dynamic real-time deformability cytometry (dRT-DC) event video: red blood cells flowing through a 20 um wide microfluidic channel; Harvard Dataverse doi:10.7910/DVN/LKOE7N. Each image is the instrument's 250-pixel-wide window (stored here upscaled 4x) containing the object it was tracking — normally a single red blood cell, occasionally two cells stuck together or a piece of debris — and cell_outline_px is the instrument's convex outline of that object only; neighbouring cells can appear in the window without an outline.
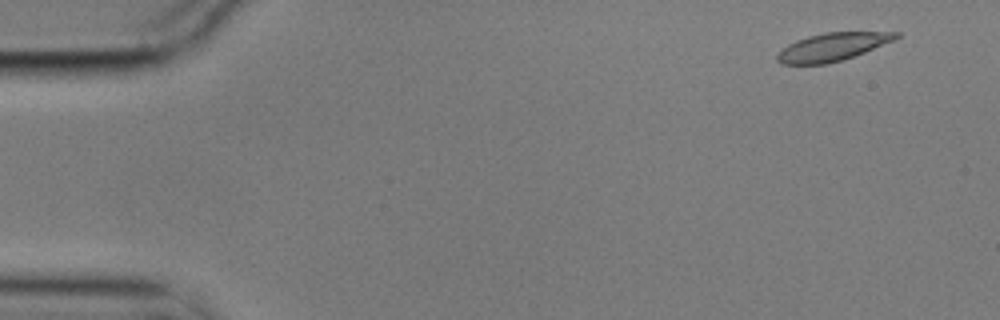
{"species": "common noctule bat (a hibernating species)", "species_latin": "Nyctalus noctula", "temperature_condition": "cold", "stored_images_in_passage": 7, "camera_frame_rate_fps": 3000, "um_per_image_px": 0.085, "animal": {"sex": "male", "body_mass_g": 17.9}, "frame": {"image": 1, "passage_image": 2, "time_ms": 0.333, "image_size_px": [1000, 320], "cell_outline_px": [[900, 36], [896, 40], [864, 52], [828, 64], [780, 64], [776, 60], [776, 56], [788, 44], [796, 40], [808, 36], [824, 32], [900, 32]], "centroid_in_image_um": [70.76, 3.98], "position_along_channel_um": 14.2, "area_um2": 19.25}}
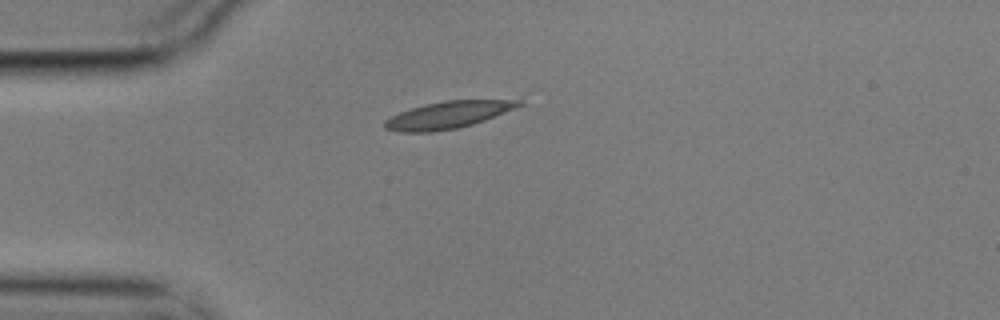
{"frame": {"image": 2, "passage_image": 5, "time_ms": 1.333, "image_size_px": [1000, 320], "cell_outline_px": [[524, 104], [484, 120], [460, 128], [432, 132], [396, 132], [384, 128], [384, 120], [400, 112], [412, 108], [444, 100], [524, 100]], "centroid_in_image_um": [38.05, 9.78], "position_along_channel_um": 46.9, "area_um2": 20.98}}
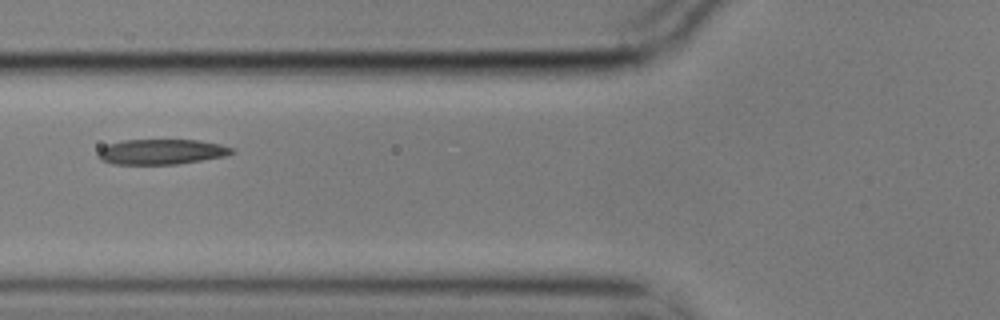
{"frame": {"image": 3, "passage_image": 7, "time_ms": 2.0, "image_size_px": [1000, 320], "cell_outline_px": [[236, 152], [224, 156], [176, 164], [112, 164], [100, 160], [96, 156], [100, 148], [108, 144], [124, 140], [196, 140], [220, 144], [232, 148]], "centroid_in_image_um": [13.67, 12.9], "position_along_channel_um": 112.1, "area_um2": 19.59}}